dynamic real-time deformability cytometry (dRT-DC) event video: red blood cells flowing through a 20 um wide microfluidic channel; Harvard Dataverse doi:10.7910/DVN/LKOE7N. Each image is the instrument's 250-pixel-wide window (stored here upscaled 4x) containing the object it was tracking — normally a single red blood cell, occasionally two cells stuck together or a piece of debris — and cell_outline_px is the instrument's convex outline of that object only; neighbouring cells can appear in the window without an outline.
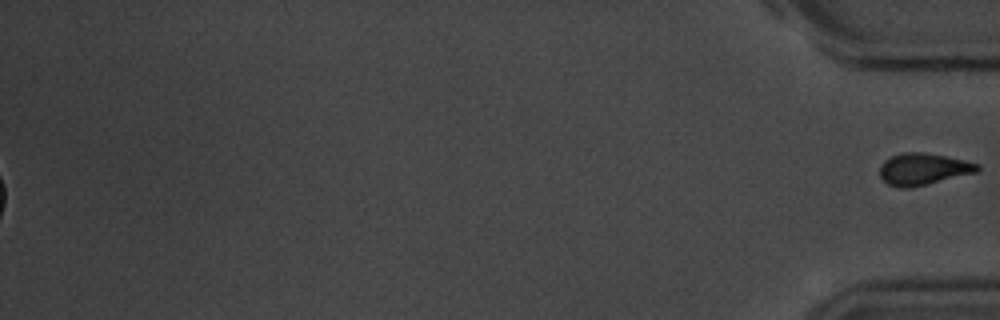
{"species": "common noctule bat (a hibernating species)", "species_latin": "Nyctalus noctula", "temperature_condition": "room temperature", "stored_images_in_passage": 56, "segment_of_instrument_passage": [2, 2], "camera_frame_rate_fps": 3000, "um_per_image_px": 0.085, "animal": {"sex": "male", "body_mass_g": 20.1, "forearm_length_mm": 53.5}, "frame": {"image": 1, "passage_image": 56, "time_ms": 18.333, "image_size_px": [1000, 320], "cell_outline_px": [[980, 172], [912, 188], [900, 188], [888, 184], [880, 176], [880, 164], [884, 160], [892, 156], [904, 152], [924, 152], [964, 160], [980, 164]], "centroid_in_image_um": [78.5, 14.38], "position_along_channel_um": 356.7, "area_um2": 18.32}}